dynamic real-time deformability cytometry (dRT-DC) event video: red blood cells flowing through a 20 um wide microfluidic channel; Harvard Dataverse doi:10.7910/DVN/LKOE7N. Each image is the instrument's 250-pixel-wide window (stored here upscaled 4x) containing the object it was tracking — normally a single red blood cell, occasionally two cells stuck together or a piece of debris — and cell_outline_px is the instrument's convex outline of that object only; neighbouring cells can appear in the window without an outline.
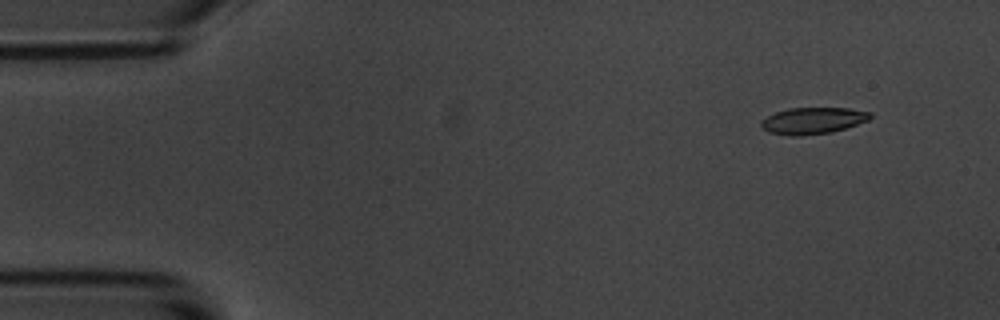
{"species": "common noctule bat (a hibernating species)", "species_latin": "Nyctalus noctula", "temperature_condition": "room temperature", "stored_images_in_passage": 4, "camera_frame_rate_fps": 3000, "um_per_image_px": 0.085, "animal": {"sex": "male", "body_mass_g": 20.1, "forearm_length_mm": 53.5}, "frame": {"image": 1, "passage_image": 1, "time_ms": 0.0, "image_size_px": [1000, 320], "cell_outline_px": [[872, 116], [868, 120], [832, 132], [800, 136], [792, 136], [768, 132], [760, 128], [760, 120], [776, 112], [788, 108], [848, 108], [872, 112]], "centroid_in_image_um": [69.05, 10.25], "position_along_channel_um": 15.9, "area_um2": 16.94}}
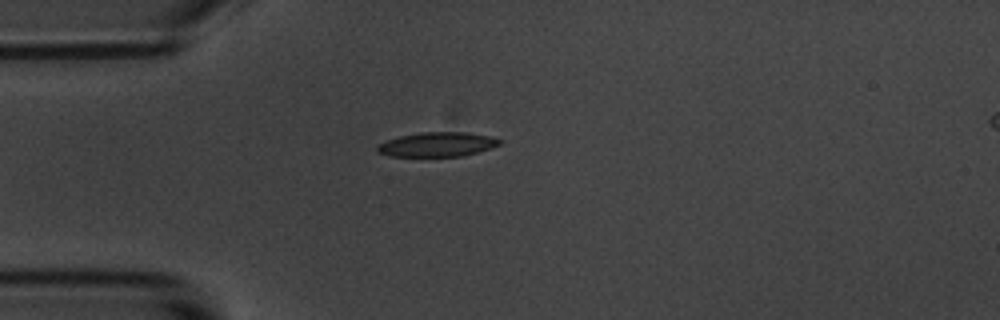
{"frame": {"image": 2, "passage_image": 4, "time_ms": 3.333, "image_size_px": [1000, 320], "cell_outline_px": [[504, 140], [500, 144], [492, 148], [464, 156], [392, 156], [376, 152], [376, 144], [400, 136], [420, 132], [468, 132], [492, 136]], "centroid_in_image_um": [37.21, 12.27], "position_along_channel_um": 47.8, "area_um2": 17.63}}